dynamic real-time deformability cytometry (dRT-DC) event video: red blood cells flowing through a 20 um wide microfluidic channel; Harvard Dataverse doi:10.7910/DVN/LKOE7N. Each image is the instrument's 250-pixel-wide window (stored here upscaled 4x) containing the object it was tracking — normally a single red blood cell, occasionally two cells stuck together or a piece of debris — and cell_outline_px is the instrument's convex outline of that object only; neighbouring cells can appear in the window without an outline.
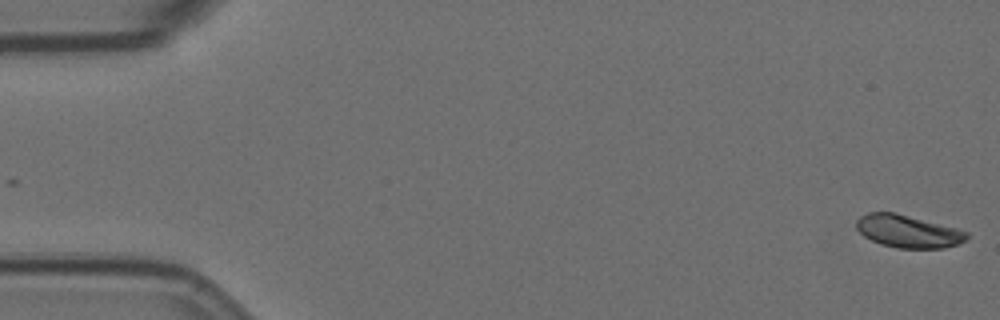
{"species": "Egyptian fruit bat (a non-hibernating species)", "species_latin": "Rousettus aegyptiacus", "temperature_condition": "room temperature", "stored_images_in_passage": 58, "camera_frame_rate_fps": 3000, "um_per_image_px": 0.085, "animal": {"sex": "female"}, "frame": {"image": 1, "passage_image": 1, "time_ms": 0.0, "image_size_px": [1000, 320], "cell_outline_px": [[968, 236], [964, 240], [956, 244], [944, 248], [896, 248], [880, 244], [864, 236], [856, 228], [856, 220], [860, 216], [868, 212], [896, 212], [956, 228], [968, 232]], "centroid_in_image_um": [77.14, 19.65], "position_along_channel_um": 7.9, "area_um2": 20.92}}
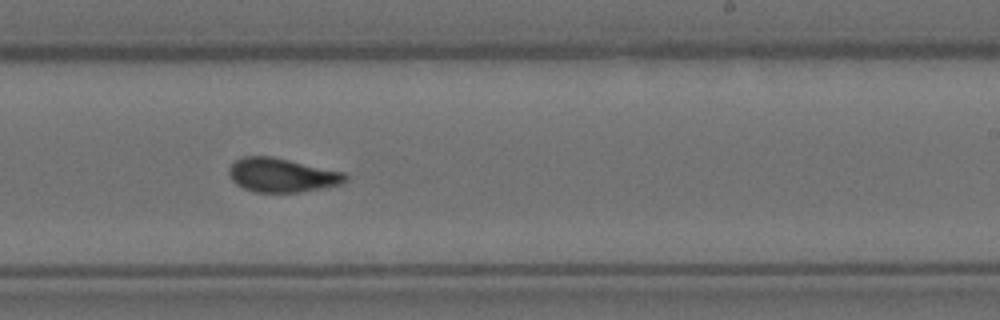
{"frame": {"image": 2, "passage_image": 35, "time_ms": 11.333, "image_size_px": [1000, 320], "cell_outline_px": [[348, 180], [344, 184], [328, 188], [300, 192], [256, 192], [244, 188], [236, 184], [232, 180], [228, 172], [228, 168], [240, 156], [272, 156], [344, 172], [348, 176]], "centroid_in_image_um": [24.0, 14.89], "position_along_channel_um": 265.0, "area_um2": 23.35}}
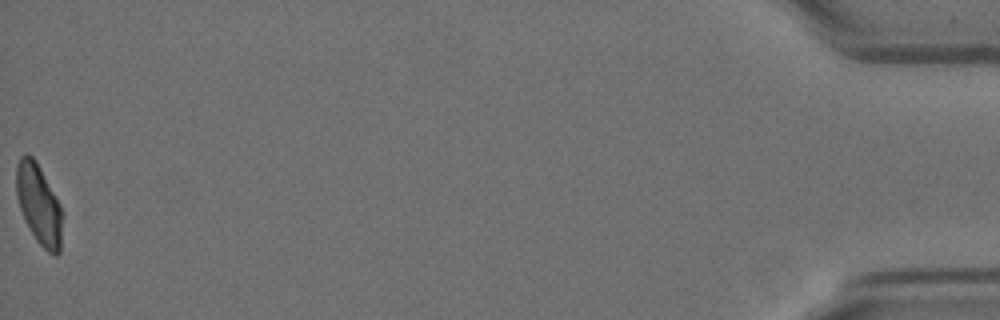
{"frame": {"image": 3, "passage_image": 58, "time_ms": 19.0, "image_size_px": [1000, 320], "cell_outline_px": [[60, 252], [56, 256], [48, 252], [36, 240], [20, 208], [16, 196], [16, 164], [20, 156], [28, 152], [36, 160], [60, 204]], "centroid_in_image_um": [3.26, 17.3], "position_along_channel_um": 431.9, "area_um2": 20.98}, "authors_computed_cell_mechanics": {"area_um2": 21.964, "velocity_mm_per_s": 3.5094, "shape_relaxation_time_tau1_ms": 8.8203, "shape_relaxation_time_tau2_ms": 2.4181, "deformation_change_tau1": 0.1977, "deformation_change_tau2": 0.0571}}